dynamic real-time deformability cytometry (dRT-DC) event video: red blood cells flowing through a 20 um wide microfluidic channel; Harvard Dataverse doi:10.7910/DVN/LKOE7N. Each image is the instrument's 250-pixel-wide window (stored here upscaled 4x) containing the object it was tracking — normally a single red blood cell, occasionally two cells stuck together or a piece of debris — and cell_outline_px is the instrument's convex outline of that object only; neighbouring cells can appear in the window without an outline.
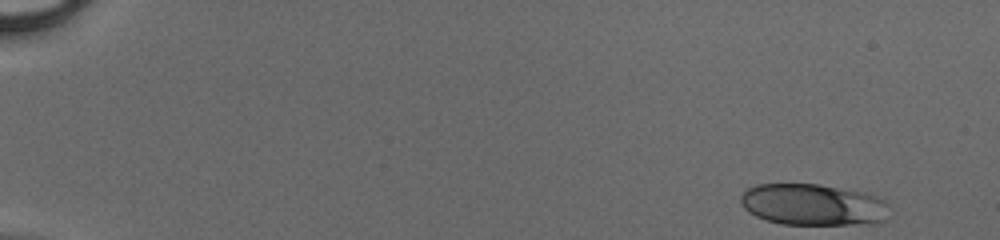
{"species": "human", "species_latin": "Homo sapiens", "temperature_condition": "cold", "stored_images_in_passage": 46, "camera_frame_rate_fps": 3000, "um_per_image_px": 0.085, "donor": {"sex": "male"}, "frame": {"image": 1, "passage_image": 1, "time_ms": 0.0, "image_size_px": [1000, 240], "cell_outline_px": [[888, 220], [876, 224], [780, 224], [756, 216], [748, 212], [744, 208], [740, 200], [740, 196], [748, 188], [756, 184], [820, 184], [864, 192], [884, 200], [888, 204]], "centroid_in_image_um": [69.14, 17.4], "position_along_channel_um": 15.9, "area_um2": 36.24}}
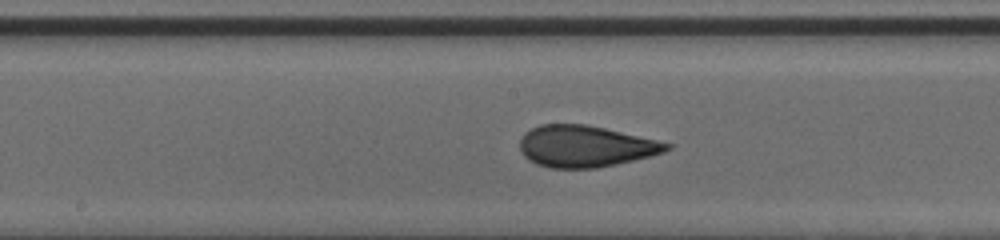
{"frame": {"image": 2, "passage_image": 25, "time_ms": 8.0, "image_size_px": [1000, 240], "cell_outline_px": [[672, 148], [664, 152], [616, 164], [596, 168], [548, 168], [536, 164], [528, 160], [520, 152], [520, 140], [524, 132], [540, 124], [584, 124], [604, 128], [656, 140], [672, 144]], "centroid_in_image_um": [49.7, 12.44], "position_along_channel_um": 198.5, "area_um2": 35.37}}
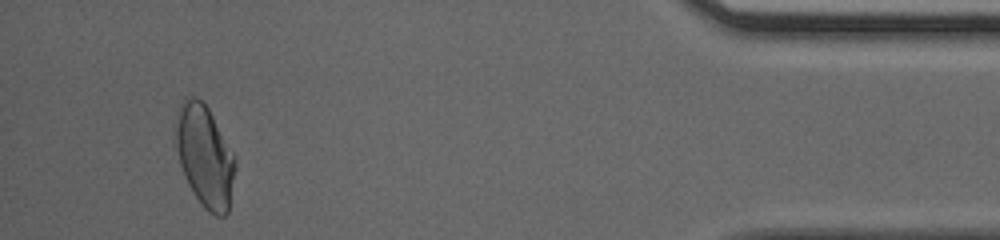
{"frame": {"image": 3, "passage_image": 44, "time_ms": 14.333, "image_size_px": [1000, 240], "cell_outline_px": [[236, 168], [228, 212], [224, 216], [216, 216], [208, 212], [200, 204], [188, 184], [180, 164], [176, 148], [176, 116], [180, 104], [184, 96], [196, 96], [208, 108], [236, 160]], "centroid_in_image_um": [17.4, 13.28], "position_along_channel_um": 417.8, "area_um2": 35.08}}